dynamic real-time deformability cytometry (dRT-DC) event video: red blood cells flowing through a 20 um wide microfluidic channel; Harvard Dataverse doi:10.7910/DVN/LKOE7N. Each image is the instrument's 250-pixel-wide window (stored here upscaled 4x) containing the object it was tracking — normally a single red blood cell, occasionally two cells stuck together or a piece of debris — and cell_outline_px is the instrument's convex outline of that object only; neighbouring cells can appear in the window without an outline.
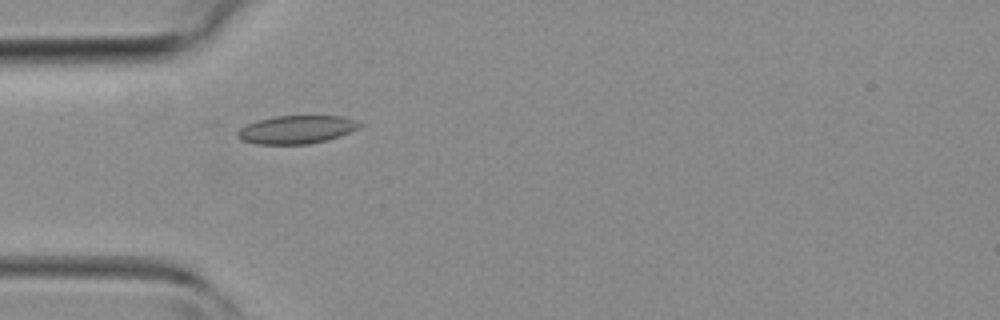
{"species": "common noctule bat (a hibernating species)", "species_latin": "Nyctalus noctula", "temperature_condition": "room temperature", "stored_images_in_passage": 41, "camera_frame_rate_fps": 3000, "um_per_image_px": 0.085, "animal": {"sex": "female", "body_mass_g": 19.3, "forearm_length_mm": 54.1}, "frame": {"image": 1, "passage_image": 11, "time_ms": 3.333, "image_size_px": [1000, 320], "cell_outline_px": [[364, 124], [360, 128], [340, 136], [308, 144], [256, 144], [244, 140], [236, 136], [236, 132], [240, 128], [248, 124], [272, 116], [344, 116], [356, 120]], "centroid_in_image_um": [25.25, 11.0], "position_along_channel_um": 59.8, "area_um2": 20.0}}
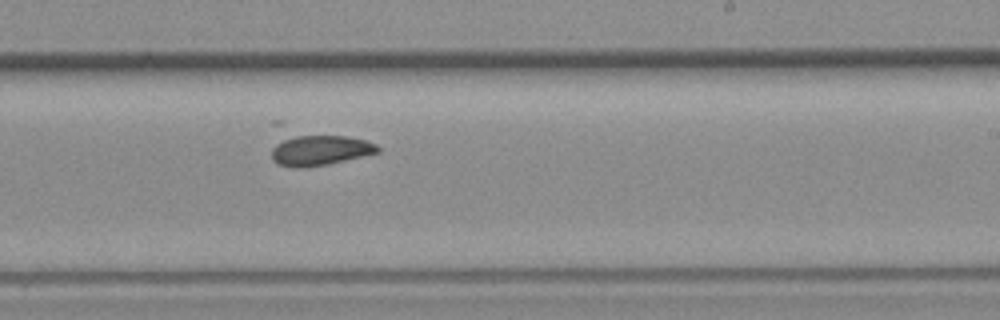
{"frame": {"image": 2, "passage_image": 24, "time_ms": 7.667, "image_size_px": [1000, 320], "cell_outline_px": [[380, 152], [328, 164], [304, 168], [296, 168], [276, 164], [272, 160], [272, 148], [276, 144], [284, 140], [296, 136], [344, 136], [364, 140], [376, 144], [380, 148]], "centroid_in_image_um": [27.2, 12.8], "position_along_channel_um": 261.8, "area_um2": 18.5}}
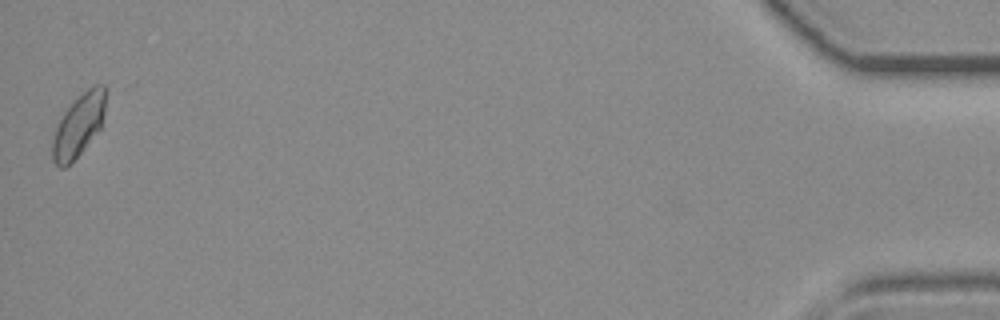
{"frame": {"image": 3, "passage_image": 41, "time_ms": 13.333, "image_size_px": [1000, 320], "cell_outline_px": [[104, 112], [100, 128], [80, 152], [64, 168], [60, 168], [52, 160], [52, 140], [56, 128], [64, 112], [88, 88], [96, 84], [104, 84]], "centroid_in_image_um": [6.66, 10.67], "position_along_channel_um": 428.5, "area_um2": 18.55}}